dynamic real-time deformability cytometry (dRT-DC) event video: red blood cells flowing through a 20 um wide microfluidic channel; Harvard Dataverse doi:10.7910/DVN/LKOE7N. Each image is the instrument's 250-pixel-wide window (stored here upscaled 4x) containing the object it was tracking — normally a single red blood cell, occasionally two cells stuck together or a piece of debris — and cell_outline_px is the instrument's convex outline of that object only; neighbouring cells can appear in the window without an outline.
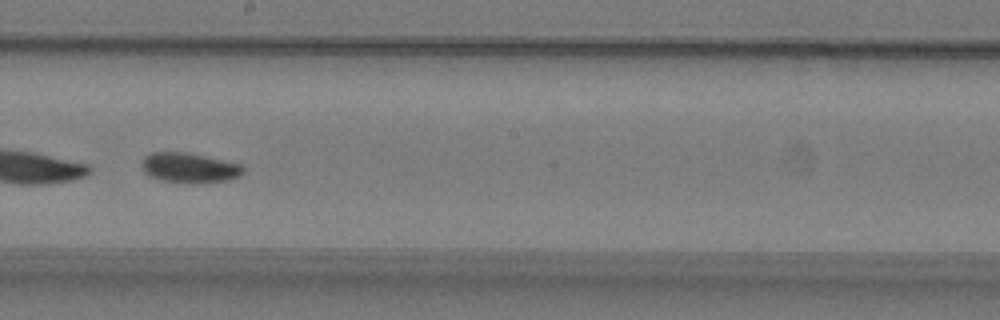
{"species": "common noctule bat (a hibernating species)", "species_latin": "Nyctalus noctula", "temperature_condition": "warm", "stored_images_in_passage": 55, "camera_frame_rate_fps": 3000, "um_per_image_px": 0.085, "animal": {"sex": "male", "body_mass_g": 19.2, "forearm_length_mm": 51.8}, "frame": {"image": 1, "passage_image": 32, "time_ms": 10.333, "image_size_px": [1000, 320], "cell_outline_px": [[244, 172], [240, 176], [228, 180], [200, 184], [184, 184], [156, 180], [148, 176], [144, 172], [144, 156], [152, 152], [184, 152], [244, 164]], "centroid_in_image_um": [16.13, 14.3], "position_along_channel_um": 232.1, "area_um2": 18.15}, "authors_computed_cell_mechanics": {"area_um2": 18.5538, "velocity_mm_per_s": 3.7741, "shape_relaxation_time_tau1_ms": 3.1478, "shape_relaxation_time_tau2_ms": 2.3019, "deformation_change_tau1": 0.1151, "deformation_change_tau2": 0.0543}}